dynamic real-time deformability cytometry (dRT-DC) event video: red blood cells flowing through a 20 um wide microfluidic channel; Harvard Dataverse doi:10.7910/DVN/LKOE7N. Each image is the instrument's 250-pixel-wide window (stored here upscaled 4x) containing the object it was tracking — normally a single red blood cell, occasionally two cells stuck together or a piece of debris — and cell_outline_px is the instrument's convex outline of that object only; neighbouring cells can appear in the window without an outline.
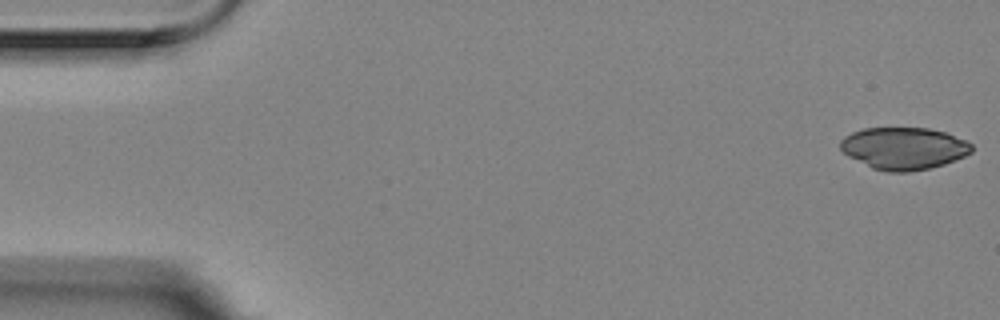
{"species": "Egyptian fruit bat (a non-hibernating species)", "species_latin": "Rousettus aegyptiacus", "temperature_condition": "room temperature", "stored_images_in_passage": 55, "camera_frame_rate_fps": 3000, "um_per_image_px": 0.085, "animal": {"sex": "female"}, "frame": {"image": 1, "passage_image": 1, "time_ms": 0.0, "image_size_px": [1000, 320], "cell_outline_px": [[972, 152], [964, 156], [944, 164], [928, 168], [908, 172], [888, 172], [872, 168], [848, 156], [840, 148], [840, 140], [844, 136], [852, 132], [864, 128], [928, 128], [944, 132], [964, 140], [972, 144]], "centroid_in_image_um": [76.8, 12.61], "position_along_channel_um": 8.2, "area_um2": 32.08}}
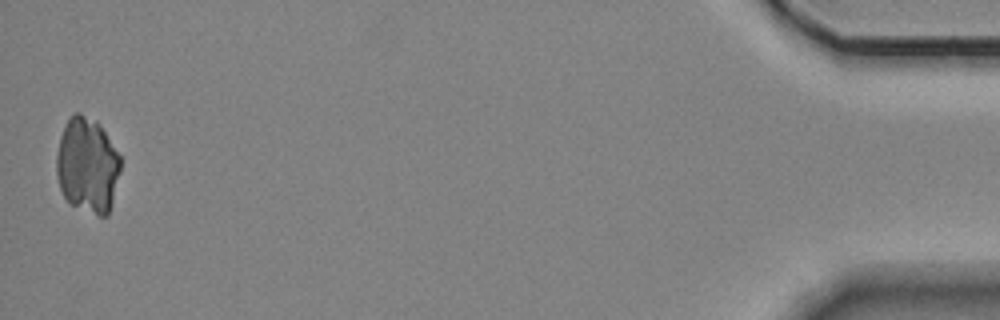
{"frame": {"image": 2, "passage_image": 55, "time_ms": 18.0, "image_size_px": [1000, 320], "cell_outline_px": [[120, 172], [108, 216], [100, 216], [68, 204], [60, 188], [56, 172], [56, 156], [60, 136], [64, 124], [76, 112], [80, 112], [96, 120], [100, 124], [120, 156]], "centroid_in_image_um": [7.41, 14.05], "position_along_channel_um": 427.8, "area_um2": 35.78}}